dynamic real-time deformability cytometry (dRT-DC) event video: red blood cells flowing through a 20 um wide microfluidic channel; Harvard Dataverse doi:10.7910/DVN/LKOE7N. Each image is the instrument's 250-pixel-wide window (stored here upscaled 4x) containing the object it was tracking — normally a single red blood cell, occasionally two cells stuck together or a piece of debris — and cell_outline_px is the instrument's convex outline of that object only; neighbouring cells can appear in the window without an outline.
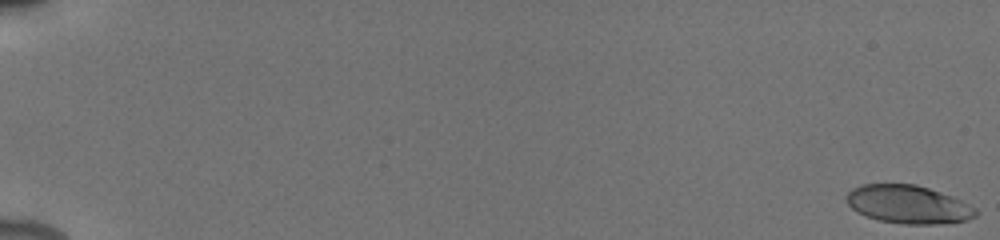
{"species": "human", "species_latin": "Homo sapiens", "temperature_condition": "cold", "stored_images_in_passage": 61, "camera_frame_rate_fps": 3000, "um_per_image_px": 0.085, "donor": {"sex": "male"}, "frame": {"image": 1, "passage_image": 1, "time_ms": 0.0, "image_size_px": [1000, 240], "cell_outline_px": [[976, 216], [968, 220], [936, 224], [904, 224], [880, 220], [864, 216], [856, 212], [848, 204], [844, 196], [852, 188], [860, 184], [916, 184], [952, 196], [976, 208]], "centroid_in_image_um": [77.16, 17.37], "position_along_channel_um": 7.8, "area_um2": 28.84}}
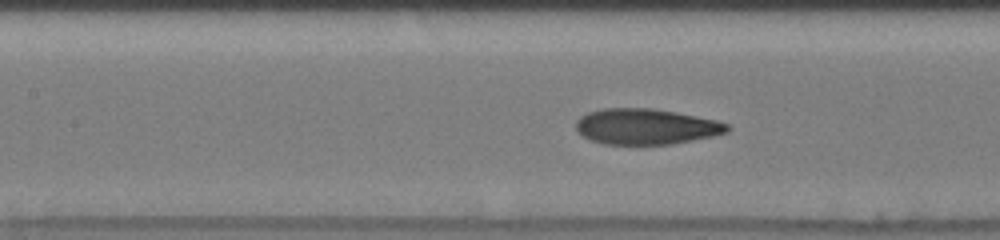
{"frame": {"image": 2, "passage_image": 30, "time_ms": 9.0, "image_size_px": [1000, 240], "cell_outline_px": [[732, 128], [728, 132], [712, 136], [672, 144], [604, 144], [588, 140], [576, 132], [576, 120], [580, 116], [588, 112], [604, 108], [652, 108], [676, 112], [716, 120], [728, 124]], "centroid_in_image_um": [54.88, 10.76], "position_along_channel_um": 152.5, "area_um2": 31.67}}
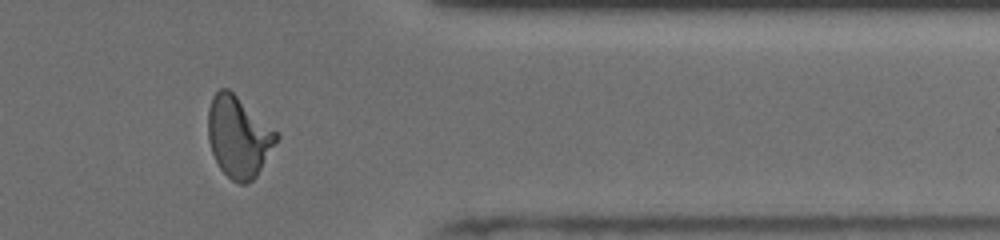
{"frame": {"image": 3, "passage_image": 52, "time_ms": 15.333, "image_size_px": [1000, 240], "cell_outline_px": [[280, 136], [256, 176], [248, 184], [240, 184], [232, 180], [220, 168], [212, 152], [208, 140], [208, 108], [212, 96], [220, 88], [228, 88], [280, 132]], "centroid_in_image_um": [20.29, 11.6], "position_along_channel_um": 391.1, "area_um2": 32.48}, "authors_computed_cell_mechanics": {"area_um2": 31.0964, "velocity_mm_per_s": 3.9201, "shape_relaxation_time_tau1_ms": 4.1946, "shape_relaxation_time_tau2_ms": 1.0897, "deformation_change_tau1": 0.1955, "deformation_change_tau2": 0.0715}}